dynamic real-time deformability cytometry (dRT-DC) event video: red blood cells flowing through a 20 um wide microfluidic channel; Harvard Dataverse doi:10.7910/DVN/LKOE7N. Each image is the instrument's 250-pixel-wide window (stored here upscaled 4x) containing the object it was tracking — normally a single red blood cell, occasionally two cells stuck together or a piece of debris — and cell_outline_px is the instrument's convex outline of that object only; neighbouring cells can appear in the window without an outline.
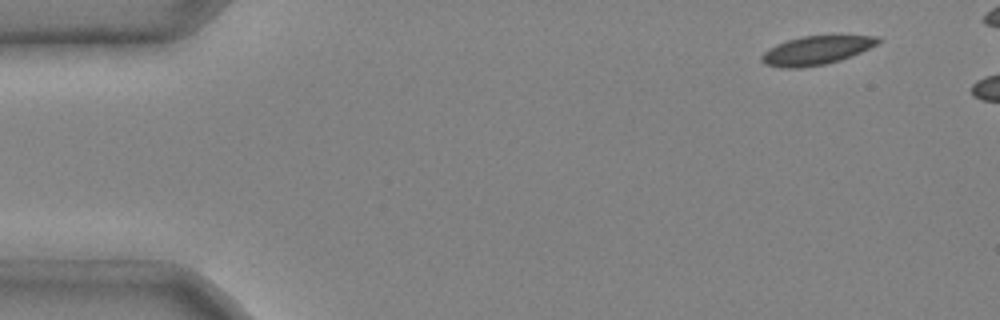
{"species": "common noctule bat (a hibernating species)", "species_latin": "Nyctalus noctula", "temperature_condition": "cold", "stored_images_in_passage": 3, "camera_frame_rate_fps": 3000, "um_per_image_px": 0.085, "animal": {"sex": "male", "body_mass_g": 20.4}, "frame": {"image": 1, "passage_image": 1, "time_ms": 0.0, "image_size_px": [1000, 320], "cell_outline_px": [[884, 40], [860, 52], [840, 60], [824, 64], [800, 68], [780, 68], [764, 64], [760, 60], [760, 56], [764, 52], [776, 44], [788, 40], [804, 36], [876, 36]], "centroid_in_image_um": [69.33, 4.29], "position_along_channel_um": 15.7, "area_um2": 19.25}}